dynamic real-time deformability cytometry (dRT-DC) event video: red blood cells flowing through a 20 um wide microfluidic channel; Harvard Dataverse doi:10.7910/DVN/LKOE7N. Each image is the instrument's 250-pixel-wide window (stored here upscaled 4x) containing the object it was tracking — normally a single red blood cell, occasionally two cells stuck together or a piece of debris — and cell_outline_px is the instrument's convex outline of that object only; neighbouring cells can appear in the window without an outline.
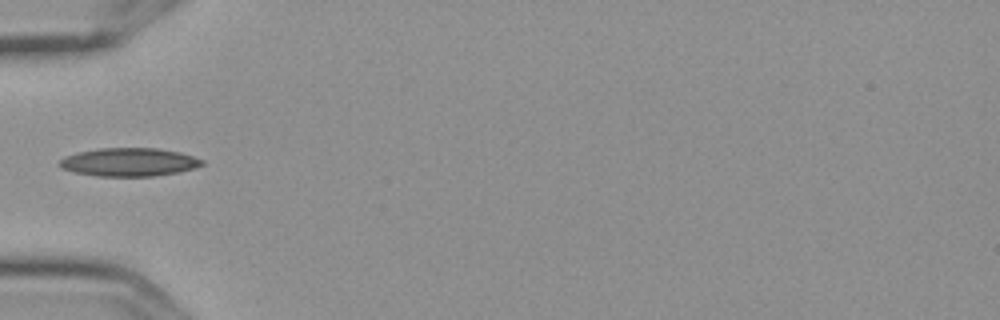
{"species": "Egyptian fruit bat (a non-hibernating species)", "species_latin": "Rousettus aegyptiacus", "temperature_condition": "cold", "stored_images_in_passage": 2, "camera_frame_rate_fps": 3000, "um_per_image_px": 0.085, "frame": {"image": 1, "passage_image": 2, "time_ms": 0.333, "image_size_px": [1000, 320], "cell_outline_px": [[204, 164], [192, 168], [176, 172], [152, 176], [96, 176], [72, 172], [60, 168], [56, 164], [64, 156], [76, 152], [100, 148], [160, 148], [180, 152], [204, 160]], "centroid_in_image_um": [10.89, 13.77], "position_along_channel_um": 74.1, "area_um2": 23.64}}